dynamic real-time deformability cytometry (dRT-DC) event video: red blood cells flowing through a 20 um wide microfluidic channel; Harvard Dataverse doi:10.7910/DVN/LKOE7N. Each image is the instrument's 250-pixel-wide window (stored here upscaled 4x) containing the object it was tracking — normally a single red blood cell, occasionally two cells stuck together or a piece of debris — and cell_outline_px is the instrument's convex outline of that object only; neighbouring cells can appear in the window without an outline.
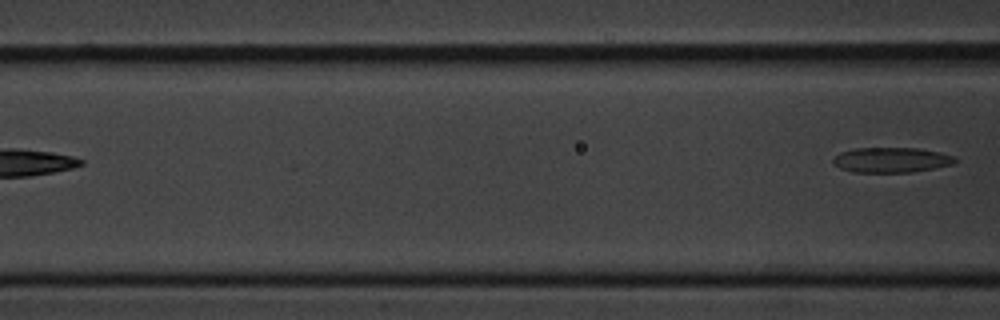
{"species": "common noctule bat (a hibernating species)", "species_latin": "Nyctalus noctula", "temperature_condition": "cold", "stored_images_in_passage": 5, "camera_frame_rate_fps": 3000, "um_per_image_px": 0.085, "animal": {"sex": "male", "body_mass_g": 20.1, "forearm_length_mm": 53.5}, "frame": {"image": 1, "passage_image": 5, "time_ms": 5.0, "image_size_px": [1000, 320], "cell_outline_px": [[956, 160], [952, 164], [912, 172], [852, 172], [840, 168], [832, 160], [840, 152], [852, 148], [916, 148], [940, 152], [952, 156]], "centroid_in_image_um": [75.72, 13.59], "position_along_channel_um": 90.9, "area_um2": 17.63}}